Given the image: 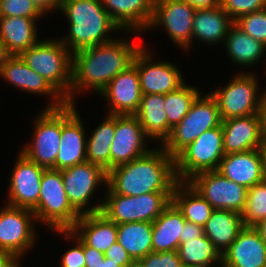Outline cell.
I'll return each instance as SVG.
<instances>
[{"instance_id": "1", "label": "cell", "mask_w": 266, "mask_h": 267, "mask_svg": "<svg viewBox=\"0 0 266 267\" xmlns=\"http://www.w3.org/2000/svg\"><path fill=\"white\" fill-rule=\"evenodd\" d=\"M141 47L121 38L74 52L70 104H75L74 94L86 88L100 94L115 76L132 65Z\"/></svg>"}, {"instance_id": "14", "label": "cell", "mask_w": 266, "mask_h": 267, "mask_svg": "<svg viewBox=\"0 0 266 267\" xmlns=\"http://www.w3.org/2000/svg\"><path fill=\"white\" fill-rule=\"evenodd\" d=\"M195 11L196 9L184 0H155L148 28L164 27L175 44L188 50L192 42Z\"/></svg>"}, {"instance_id": "43", "label": "cell", "mask_w": 266, "mask_h": 267, "mask_svg": "<svg viewBox=\"0 0 266 267\" xmlns=\"http://www.w3.org/2000/svg\"><path fill=\"white\" fill-rule=\"evenodd\" d=\"M106 258L112 259L113 262L118 263L121 267H127L134 261L128 254V252L118 242L113 243L106 252H104Z\"/></svg>"}, {"instance_id": "37", "label": "cell", "mask_w": 266, "mask_h": 267, "mask_svg": "<svg viewBox=\"0 0 266 267\" xmlns=\"http://www.w3.org/2000/svg\"><path fill=\"white\" fill-rule=\"evenodd\" d=\"M245 226L253 227L266 218V180L254 184L247 191L246 205L241 213Z\"/></svg>"}, {"instance_id": "49", "label": "cell", "mask_w": 266, "mask_h": 267, "mask_svg": "<svg viewBox=\"0 0 266 267\" xmlns=\"http://www.w3.org/2000/svg\"><path fill=\"white\" fill-rule=\"evenodd\" d=\"M195 9L216 8L220 6V0H184Z\"/></svg>"}, {"instance_id": "24", "label": "cell", "mask_w": 266, "mask_h": 267, "mask_svg": "<svg viewBox=\"0 0 266 267\" xmlns=\"http://www.w3.org/2000/svg\"><path fill=\"white\" fill-rule=\"evenodd\" d=\"M223 176L249 189L264 180L260 149L225 154L217 169Z\"/></svg>"}, {"instance_id": "50", "label": "cell", "mask_w": 266, "mask_h": 267, "mask_svg": "<svg viewBox=\"0 0 266 267\" xmlns=\"http://www.w3.org/2000/svg\"><path fill=\"white\" fill-rule=\"evenodd\" d=\"M253 228L259 233L260 238L266 244V218L255 224Z\"/></svg>"}, {"instance_id": "21", "label": "cell", "mask_w": 266, "mask_h": 267, "mask_svg": "<svg viewBox=\"0 0 266 267\" xmlns=\"http://www.w3.org/2000/svg\"><path fill=\"white\" fill-rule=\"evenodd\" d=\"M222 267H266V244L253 227L245 226L223 252Z\"/></svg>"}, {"instance_id": "6", "label": "cell", "mask_w": 266, "mask_h": 267, "mask_svg": "<svg viewBox=\"0 0 266 267\" xmlns=\"http://www.w3.org/2000/svg\"><path fill=\"white\" fill-rule=\"evenodd\" d=\"M101 213L117 225L127 222H153L171 202L173 191H157L138 196L114 193L108 186Z\"/></svg>"}, {"instance_id": "35", "label": "cell", "mask_w": 266, "mask_h": 267, "mask_svg": "<svg viewBox=\"0 0 266 267\" xmlns=\"http://www.w3.org/2000/svg\"><path fill=\"white\" fill-rule=\"evenodd\" d=\"M177 253L182 266L189 267H210L218 262L222 267V254L205 236L187 240L180 243Z\"/></svg>"}, {"instance_id": "44", "label": "cell", "mask_w": 266, "mask_h": 267, "mask_svg": "<svg viewBox=\"0 0 266 267\" xmlns=\"http://www.w3.org/2000/svg\"><path fill=\"white\" fill-rule=\"evenodd\" d=\"M104 259L105 255L103 252L89 247L84 243L85 267H101Z\"/></svg>"}, {"instance_id": "51", "label": "cell", "mask_w": 266, "mask_h": 267, "mask_svg": "<svg viewBox=\"0 0 266 267\" xmlns=\"http://www.w3.org/2000/svg\"><path fill=\"white\" fill-rule=\"evenodd\" d=\"M10 54L7 52L5 45L0 38V71Z\"/></svg>"}, {"instance_id": "2", "label": "cell", "mask_w": 266, "mask_h": 267, "mask_svg": "<svg viewBox=\"0 0 266 267\" xmlns=\"http://www.w3.org/2000/svg\"><path fill=\"white\" fill-rule=\"evenodd\" d=\"M160 148V149H159ZM107 172V186L117 194L138 196L157 191H173L178 179L175 158L161 146Z\"/></svg>"}, {"instance_id": "39", "label": "cell", "mask_w": 266, "mask_h": 267, "mask_svg": "<svg viewBox=\"0 0 266 267\" xmlns=\"http://www.w3.org/2000/svg\"><path fill=\"white\" fill-rule=\"evenodd\" d=\"M32 0H0V17H29L44 16Z\"/></svg>"}, {"instance_id": "13", "label": "cell", "mask_w": 266, "mask_h": 267, "mask_svg": "<svg viewBox=\"0 0 266 267\" xmlns=\"http://www.w3.org/2000/svg\"><path fill=\"white\" fill-rule=\"evenodd\" d=\"M32 210L6 205L0 211V253L22 256L35 245ZM36 237V238H35Z\"/></svg>"}, {"instance_id": "40", "label": "cell", "mask_w": 266, "mask_h": 267, "mask_svg": "<svg viewBox=\"0 0 266 267\" xmlns=\"http://www.w3.org/2000/svg\"><path fill=\"white\" fill-rule=\"evenodd\" d=\"M220 6L235 21L248 13L266 8V0H220Z\"/></svg>"}, {"instance_id": "27", "label": "cell", "mask_w": 266, "mask_h": 267, "mask_svg": "<svg viewBox=\"0 0 266 267\" xmlns=\"http://www.w3.org/2000/svg\"><path fill=\"white\" fill-rule=\"evenodd\" d=\"M37 20L29 17H0V38L10 55H20L39 41Z\"/></svg>"}, {"instance_id": "48", "label": "cell", "mask_w": 266, "mask_h": 267, "mask_svg": "<svg viewBox=\"0 0 266 267\" xmlns=\"http://www.w3.org/2000/svg\"><path fill=\"white\" fill-rule=\"evenodd\" d=\"M21 256L0 253V267H20Z\"/></svg>"}, {"instance_id": "29", "label": "cell", "mask_w": 266, "mask_h": 267, "mask_svg": "<svg viewBox=\"0 0 266 267\" xmlns=\"http://www.w3.org/2000/svg\"><path fill=\"white\" fill-rule=\"evenodd\" d=\"M234 21L222 9L216 8L196 9L193 18L192 39L197 38L204 43L217 44L226 39L229 28Z\"/></svg>"}, {"instance_id": "9", "label": "cell", "mask_w": 266, "mask_h": 267, "mask_svg": "<svg viewBox=\"0 0 266 267\" xmlns=\"http://www.w3.org/2000/svg\"><path fill=\"white\" fill-rule=\"evenodd\" d=\"M257 81L253 73L239 72L225 88L210 93L217 101L222 120L259 113L264 93L258 97L260 88Z\"/></svg>"}, {"instance_id": "30", "label": "cell", "mask_w": 266, "mask_h": 267, "mask_svg": "<svg viewBox=\"0 0 266 267\" xmlns=\"http://www.w3.org/2000/svg\"><path fill=\"white\" fill-rule=\"evenodd\" d=\"M244 227L241 213L232 210L214 209L203 230L204 235L223 254Z\"/></svg>"}, {"instance_id": "18", "label": "cell", "mask_w": 266, "mask_h": 267, "mask_svg": "<svg viewBox=\"0 0 266 267\" xmlns=\"http://www.w3.org/2000/svg\"><path fill=\"white\" fill-rule=\"evenodd\" d=\"M75 104L67 103L62 107V128L59 152L55 159V169L63 170L86 162L85 128Z\"/></svg>"}, {"instance_id": "26", "label": "cell", "mask_w": 266, "mask_h": 267, "mask_svg": "<svg viewBox=\"0 0 266 267\" xmlns=\"http://www.w3.org/2000/svg\"><path fill=\"white\" fill-rule=\"evenodd\" d=\"M185 221L182 212L171 201L152 222L153 252L177 251Z\"/></svg>"}, {"instance_id": "31", "label": "cell", "mask_w": 266, "mask_h": 267, "mask_svg": "<svg viewBox=\"0 0 266 267\" xmlns=\"http://www.w3.org/2000/svg\"><path fill=\"white\" fill-rule=\"evenodd\" d=\"M171 201L182 212L187 222L204 227L214 208L187 181H178Z\"/></svg>"}, {"instance_id": "10", "label": "cell", "mask_w": 266, "mask_h": 267, "mask_svg": "<svg viewBox=\"0 0 266 267\" xmlns=\"http://www.w3.org/2000/svg\"><path fill=\"white\" fill-rule=\"evenodd\" d=\"M62 128V107L44 109L35 119L31 144L21 149L29 160L45 169H55V159L59 152Z\"/></svg>"}, {"instance_id": "42", "label": "cell", "mask_w": 266, "mask_h": 267, "mask_svg": "<svg viewBox=\"0 0 266 267\" xmlns=\"http://www.w3.org/2000/svg\"><path fill=\"white\" fill-rule=\"evenodd\" d=\"M139 262L144 267H182L177 251L152 252Z\"/></svg>"}, {"instance_id": "28", "label": "cell", "mask_w": 266, "mask_h": 267, "mask_svg": "<svg viewBox=\"0 0 266 267\" xmlns=\"http://www.w3.org/2000/svg\"><path fill=\"white\" fill-rule=\"evenodd\" d=\"M135 116L148 138L159 139L163 144L169 137L172 127L168 124L163 94L142 95Z\"/></svg>"}, {"instance_id": "17", "label": "cell", "mask_w": 266, "mask_h": 267, "mask_svg": "<svg viewBox=\"0 0 266 267\" xmlns=\"http://www.w3.org/2000/svg\"><path fill=\"white\" fill-rule=\"evenodd\" d=\"M11 173L7 205L33 210L39 201L44 167L29 160L20 152Z\"/></svg>"}, {"instance_id": "20", "label": "cell", "mask_w": 266, "mask_h": 267, "mask_svg": "<svg viewBox=\"0 0 266 267\" xmlns=\"http://www.w3.org/2000/svg\"><path fill=\"white\" fill-rule=\"evenodd\" d=\"M0 76L12 86L24 91L53 97L46 109H57L67 104L66 99L44 77L27 66L20 55H10L1 68Z\"/></svg>"}, {"instance_id": "53", "label": "cell", "mask_w": 266, "mask_h": 267, "mask_svg": "<svg viewBox=\"0 0 266 267\" xmlns=\"http://www.w3.org/2000/svg\"><path fill=\"white\" fill-rule=\"evenodd\" d=\"M101 267H121L118 263L113 262L112 259L106 258L102 261Z\"/></svg>"}, {"instance_id": "45", "label": "cell", "mask_w": 266, "mask_h": 267, "mask_svg": "<svg viewBox=\"0 0 266 267\" xmlns=\"http://www.w3.org/2000/svg\"><path fill=\"white\" fill-rule=\"evenodd\" d=\"M204 235L203 227L185 221L183 225V232L180 234V243L187 240L195 239Z\"/></svg>"}, {"instance_id": "32", "label": "cell", "mask_w": 266, "mask_h": 267, "mask_svg": "<svg viewBox=\"0 0 266 267\" xmlns=\"http://www.w3.org/2000/svg\"><path fill=\"white\" fill-rule=\"evenodd\" d=\"M117 242L133 261H140L153 252L152 222H127L117 225Z\"/></svg>"}, {"instance_id": "54", "label": "cell", "mask_w": 266, "mask_h": 267, "mask_svg": "<svg viewBox=\"0 0 266 267\" xmlns=\"http://www.w3.org/2000/svg\"><path fill=\"white\" fill-rule=\"evenodd\" d=\"M127 267H144L139 261H134L131 265Z\"/></svg>"}, {"instance_id": "23", "label": "cell", "mask_w": 266, "mask_h": 267, "mask_svg": "<svg viewBox=\"0 0 266 267\" xmlns=\"http://www.w3.org/2000/svg\"><path fill=\"white\" fill-rule=\"evenodd\" d=\"M110 18L125 32H143L151 22L155 0H100ZM136 30V31H135Z\"/></svg>"}, {"instance_id": "19", "label": "cell", "mask_w": 266, "mask_h": 267, "mask_svg": "<svg viewBox=\"0 0 266 267\" xmlns=\"http://www.w3.org/2000/svg\"><path fill=\"white\" fill-rule=\"evenodd\" d=\"M100 95L108 100L109 115H135L143 95L137 68L132 64L120 72Z\"/></svg>"}, {"instance_id": "52", "label": "cell", "mask_w": 266, "mask_h": 267, "mask_svg": "<svg viewBox=\"0 0 266 267\" xmlns=\"http://www.w3.org/2000/svg\"><path fill=\"white\" fill-rule=\"evenodd\" d=\"M261 157H262V165H263V175L266 180V141L262 142L261 148Z\"/></svg>"}, {"instance_id": "7", "label": "cell", "mask_w": 266, "mask_h": 267, "mask_svg": "<svg viewBox=\"0 0 266 267\" xmlns=\"http://www.w3.org/2000/svg\"><path fill=\"white\" fill-rule=\"evenodd\" d=\"M199 94L189 112L175 125L162 144L165 151L175 158L184 148L195 141L203 132L222 124L217 101L211 94Z\"/></svg>"}, {"instance_id": "47", "label": "cell", "mask_w": 266, "mask_h": 267, "mask_svg": "<svg viewBox=\"0 0 266 267\" xmlns=\"http://www.w3.org/2000/svg\"><path fill=\"white\" fill-rule=\"evenodd\" d=\"M261 139L266 141V91H264L263 98L259 109Z\"/></svg>"}, {"instance_id": "22", "label": "cell", "mask_w": 266, "mask_h": 267, "mask_svg": "<svg viewBox=\"0 0 266 267\" xmlns=\"http://www.w3.org/2000/svg\"><path fill=\"white\" fill-rule=\"evenodd\" d=\"M221 126L225 154L261 148L259 114L222 120Z\"/></svg>"}, {"instance_id": "36", "label": "cell", "mask_w": 266, "mask_h": 267, "mask_svg": "<svg viewBox=\"0 0 266 267\" xmlns=\"http://www.w3.org/2000/svg\"><path fill=\"white\" fill-rule=\"evenodd\" d=\"M198 90L193 86L184 84L176 91L164 95L168 124L172 128L187 115L193 101L201 94Z\"/></svg>"}, {"instance_id": "33", "label": "cell", "mask_w": 266, "mask_h": 267, "mask_svg": "<svg viewBox=\"0 0 266 267\" xmlns=\"http://www.w3.org/2000/svg\"><path fill=\"white\" fill-rule=\"evenodd\" d=\"M224 43L232 62L245 67L255 65L266 52L264 44L246 34L235 24L229 28Z\"/></svg>"}, {"instance_id": "38", "label": "cell", "mask_w": 266, "mask_h": 267, "mask_svg": "<svg viewBox=\"0 0 266 267\" xmlns=\"http://www.w3.org/2000/svg\"><path fill=\"white\" fill-rule=\"evenodd\" d=\"M234 24L266 46V8L243 15L235 20Z\"/></svg>"}, {"instance_id": "25", "label": "cell", "mask_w": 266, "mask_h": 267, "mask_svg": "<svg viewBox=\"0 0 266 267\" xmlns=\"http://www.w3.org/2000/svg\"><path fill=\"white\" fill-rule=\"evenodd\" d=\"M71 230L87 246L103 253L117 242V224L101 212L81 215Z\"/></svg>"}, {"instance_id": "11", "label": "cell", "mask_w": 266, "mask_h": 267, "mask_svg": "<svg viewBox=\"0 0 266 267\" xmlns=\"http://www.w3.org/2000/svg\"><path fill=\"white\" fill-rule=\"evenodd\" d=\"M63 185L72 207L80 214L101 212L103 203L87 208L95 188L107 186V172L99 165L88 161L61 170ZM86 210H85V209Z\"/></svg>"}, {"instance_id": "12", "label": "cell", "mask_w": 266, "mask_h": 267, "mask_svg": "<svg viewBox=\"0 0 266 267\" xmlns=\"http://www.w3.org/2000/svg\"><path fill=\"white\" fill-rule=\"evenodd\" d=\"M214 209L242 213L248 189L227 179L219 171H204L187 181Z\"/></svg>"}, {"instance_id": "46", "label": "cell", "mask_w": 266, "mask_h": 267, "mask_svg": "<svg viewBox=\"0 0 266 267\" xmlns=\"http://www.w3.org/2000/svg\"><path fill=\"white\" fill-rule=\"evenodd\" d=\"M37 8L44 14L50 10H59L61 0H32Z\"/></svg>"}, {"instance_id": "41", "label": "cell", "mask_w": 266, "mask_h": 267, "mask_svg": "<svg viewBox=\"0 0 266 267\" xmlns=\"http://www.w3.org/2000/svg\"><path fill=\"white\" fill-rule=\"evenodd\" d=\"M60 234H64L65 237L70 238H76L75 246L72 249H69L64 253L62 256L61 261V267H85V260H84V242L72 231H56Z\"/></svg>"}, {"instance_id": "5", "label": "cell", "mask_w": 266, "mask_h": 267, "mask_svg": "<svg viewBox=\"0 0 266 267\" xmlns=\"http://www.w3.org/2000/svg\"><path fill=\"white\" fill-rule=\"evenodd\" d=\"M32 211L36 221H42L55 231L71 230L80 219L81 215L72 207L65 193L61 170H44L39 201Z\"/></svg>"}, {"instance_id": "4", "label": "cell", "mask_w": 266, "mask_h": 267, "mask_svg": "<svg viewBox=\"0 0 266 267\" xmlns=\"http://www.w3.org/2000/svg\"><path fill=\"white\" fill-rule=\"evenodd\" d=\"M20 56L29 68L44 77L70 104L72 53L59 38L38 41Z\"/></svg>"}, {"instance_id": "3", "label": "cell", "mask_w": 266, "mask_h": 267, "mask_svg": "<svg viewBox=\"0 0 266 267\" xmlns=\"http://www.w3.org/2000/svg\"><path fill=\"white\" fill-rule=\"evenodd\" d=\"M59 10L69 20V35L60 40L72 54L80 49L108 43L115 38L107 34L121 30L100 0H61Z\"/></svg>"}, {"instance_id": "16", "label": "cell", "mask_w": 266, "mask_h": 267, "mask_svg": "<svg viewBox=\"0 0 266 267\" xmlns=\"http://www.w3.org/2000/svg\"><path fill=\"white\" fill-rule=\"evenodd\" d=\"M147 139L135 115H116L115 135L110 147V169L147 154L151 150L146 148Z\"/></svg>"}, {"instance_id": "34", "label": "cell", "mask_w": 266, "mask_h": 267, "mask_svg": "<svg viewBox=\"0 0 266 267\" xmlns=\"http://www.w3.org/2000/svg\"><path fill=\"white\" fill-rule=\"evenodd\" d=\"M116 115H108L86 141V160L110 170V147L115 135Z\"/></svg>"}, {"instance_id": "8", "label": "cell", "mask_w": 266, "mask_h": 267, "mask_svg": "<svg viewBox=\"0 0 266 267\" xmlns=\"http://www.w3.org/2000/svg\"><path fill=\"white\" fill-rule=\"evenodd\" d=\"M225 156L222 126L203 132L175 157L178 181H188L194 175L217 170Z\"/></svg>"}, {"instance_id": "15", "label": "cell", "mask_w": 266, "mask_h": 267, "mask_svg": "<svg viewBox=\"0 0 266 267\" xmlns=\"http://www.w3.org/2000/svg\"><path fill=\"white\" fill-rule=\"evenodd\" d=\"M145 46L135 54L133 65L137 68L143 95L168 94L176 91L185 81L182 73L170 62H153Z\"/></svg>"}]
</instances>
